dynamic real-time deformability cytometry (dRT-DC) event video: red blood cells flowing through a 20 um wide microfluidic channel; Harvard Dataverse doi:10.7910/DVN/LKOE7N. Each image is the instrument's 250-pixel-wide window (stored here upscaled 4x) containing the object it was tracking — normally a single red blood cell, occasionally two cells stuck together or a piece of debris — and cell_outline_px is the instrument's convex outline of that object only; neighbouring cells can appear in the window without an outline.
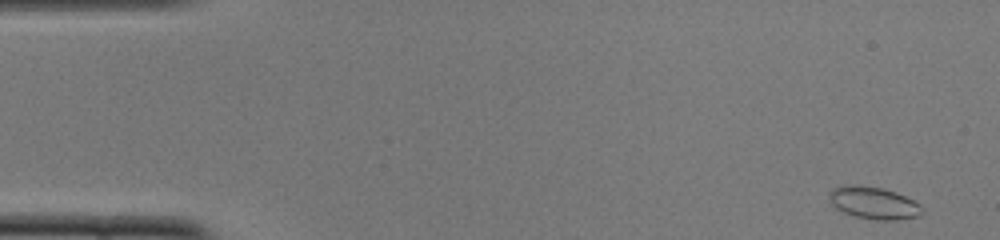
{"species": "common noctule bat (a hibernating species)", "species_latin": "Nyctalus noctula", "temperature_condition": "cold", "stored_images_in_passage": 50, "camera_frame_rate_fps": 3000, "um_per_image_px": 0.085, "animal": {"sex": "female", "body_mass_g": 22.0, "forearm_length_mm": 56.7}, "frame": {"image": 1, "passage_image": 1, "time_ms": 0.0, "image_size_px": [1000, 240], "cell_outline_px": [[924, 212], [916, 216], [896, 220], [876, 220], [856, 216], [844, 212], [836, 208], [832, 204], [828, 196], [832, 188], [840, 184], [860, 184], [884, 188], [896, 192], [920, 204], [924, 208]], "centroid_in_image_um": [74.24, 17.22], "position_along_channel_um": 10.8, "area_um2": 17.69}}
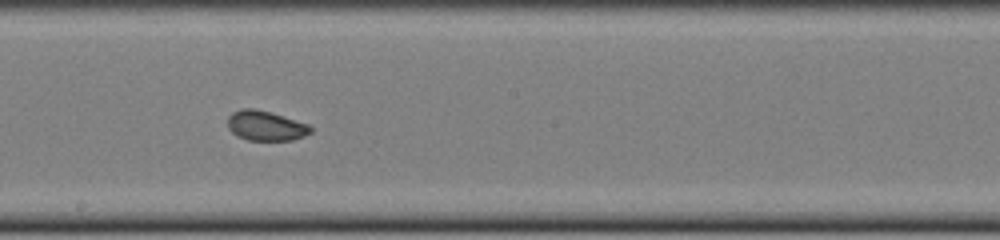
{"frame": {"image": 2, "passage_image": 27, "time_ms": 8.667, "image_size_px": [1000, 240], "cell_outline_px": [[312, 132], [304, 136], [292, 140], [248, 140], [236, 136], [228, 128], [228, 116], [232, 112], [240, 108], [256, 108], [272, 112], [308, 124], [312, 128]], "centroid_in_image_um": [22.57, 10.67], "position_along_channel_um": 225.6, "area_um2": 14.62}}
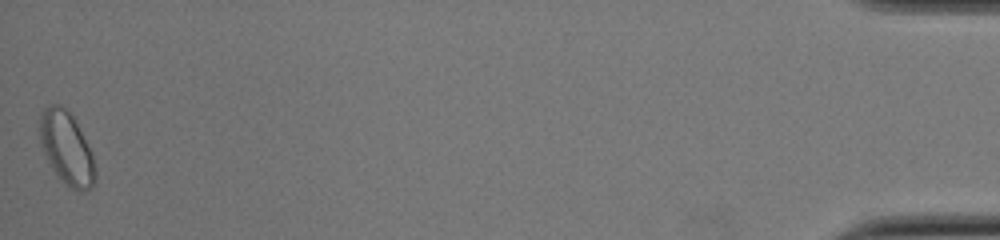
{"frame": {"image": 3, "passage_image": 50, "time_ms": 16.333, "image_size_px": [1000, 240], "cell_outline_px": [[96, 180], [92, 188], [88, 192], [80, 192], [68, 188], [56, 176], [40, 144], [40, 116], [44, 108], [48, 104], [60, 104], [72, 116], [92, 152], [96, 172]], "centroid_in_image_um": [5.68, 12.67], "position_along_channel_um": 429.5, "area_um2": 23.76}, "authors_computed_cell_mechanics": {"area_um2": 15.3748, "velocity_mm_per_s": 3.883, "shape_relaxation_time_tau1_ms": null, "shape_relaxation_time_tau2_ms": 1.6453, "deformation_change_tau1": null, "deformation_change_tau2": 0.06}}